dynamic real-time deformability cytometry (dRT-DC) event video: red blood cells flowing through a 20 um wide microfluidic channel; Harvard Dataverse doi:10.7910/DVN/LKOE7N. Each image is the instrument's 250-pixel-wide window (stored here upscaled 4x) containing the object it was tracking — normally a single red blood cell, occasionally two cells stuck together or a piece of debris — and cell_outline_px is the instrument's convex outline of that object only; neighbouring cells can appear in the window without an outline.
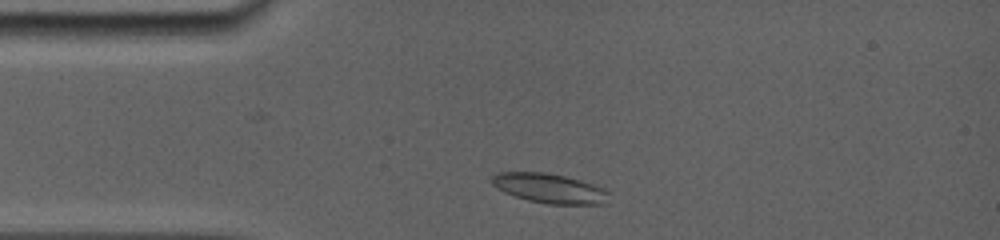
{"species": "common noctule bat (a hibernating species)", "species_latin": "Nyctalus noctula", "temperature_condition": "room temperature", "stored_images_in_passage": 14, "camera_frame_rate_fps": 5000, "um_per_image_px": 0.085, "animal": {"sex": "female", "body_mass_g": 19.0, "forearm_length_mm": 56.7}, "frame": {"image": 1, "passage_image": 2, "time_ms": 0.6, "image_size_px": [1000, 240], "cell_outline_px": [[608, 204], [548, 204], [528, 200], [504, 192], [496, 188], [492, 184], [492, 176], [496, 172], [544, 172], [564, 176], [580, 180], [604, 188], [608, 192]], "centroid_in_image_um": [46.71, 16.01], "position_along_channel_um": 38.3, "area_um2": 20.17}}
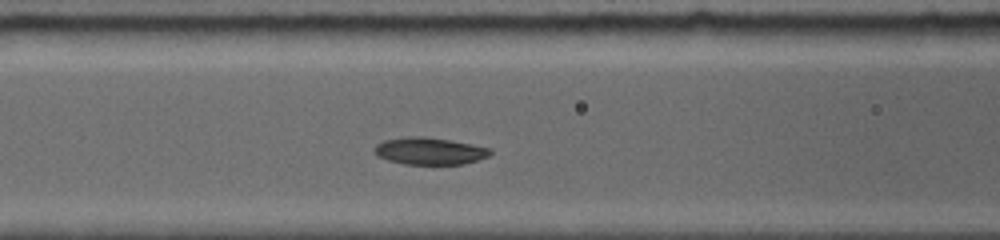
{"frame": {"image": 2, "passage_image": 9, "time_ms": 3.6, "image_size_px": [1000, 240], "cell_outline_px": [[492, 152], [488, 156], [464, 164], [404, 164], [388, 160], [376, 156], [372, 152], [372, 148], [376, 144], [384, 140], [404, 136], [424, 136], [472, 144], [492, 148]], "centroid_in_image_um": [36.46, 12.83], "position_along_channel_um": 130.1, "area_um2": 18.5}}
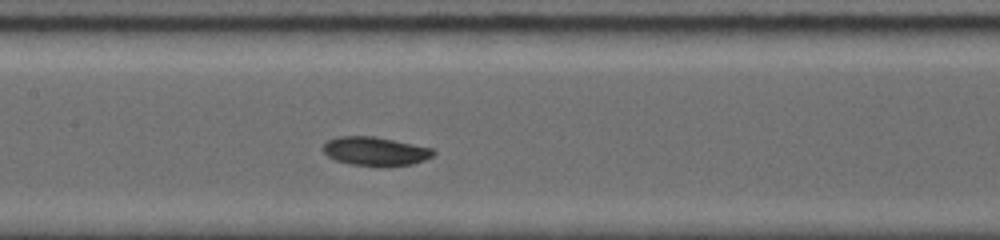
{"frame": {"image": 3, "passage_image": 12, "time_ms": 4.8, "image_size_px": [1000, 240], "cell_outline_px": [[436, 152], [432, 156], [424, 160], [412, 164], [384, 168], [352, 164], [336, 160], [328, 156], [320, 148], [328, 140], [336, 136], [376, 136], [432, 148]], "centroid_in_image_um": [31.89, 12.87], "position_along_channel_um": 175.5, "area_um2": 18.84}}